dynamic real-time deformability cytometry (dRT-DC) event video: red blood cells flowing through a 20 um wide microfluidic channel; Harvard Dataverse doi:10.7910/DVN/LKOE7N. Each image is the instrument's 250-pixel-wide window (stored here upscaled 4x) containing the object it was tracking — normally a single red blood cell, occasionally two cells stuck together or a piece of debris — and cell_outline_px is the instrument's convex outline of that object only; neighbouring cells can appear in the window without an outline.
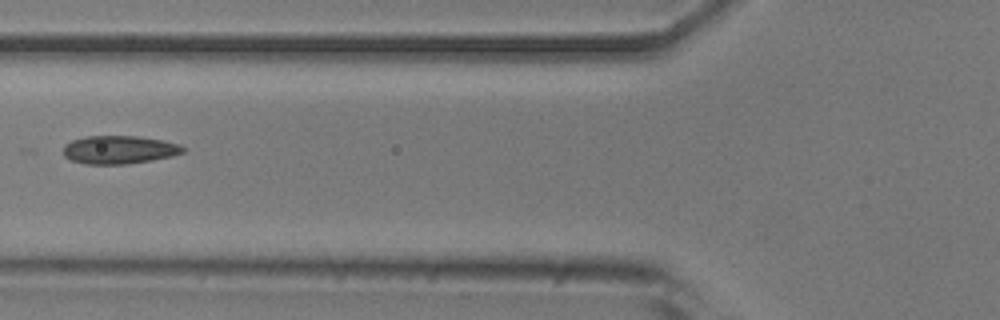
{"species": "common noctule bat (a hibernating species)", "species_latin": "Nyctalus noctula", "temperature_condition": "room temperature", "stored_images_in_passage": 3, "camera_frame_rate_fps": 3000, "um_per_image_px": 0.085, "animal": {"sex": "male", "body_mass_g": 20.5, "forearm_length_mm": 52.5}, "frame": {"image": 1, "passage_image": 2, "time_ms": 0.333, "image_size_px": [1000, 320], "cell_outline_px": [[188, 148], [184, 152], [172, 156], [152, 160], [128, 164], [84, 164], [72, 160], [64, 156], [64, 144], [72, 140], [84, 136], [140, 136], [164, 140], [180, 144]], "centroid_in_image_um": [10.17, 12.72], "position_along_channel_um": 115.6, "area_um2": 19.94}}
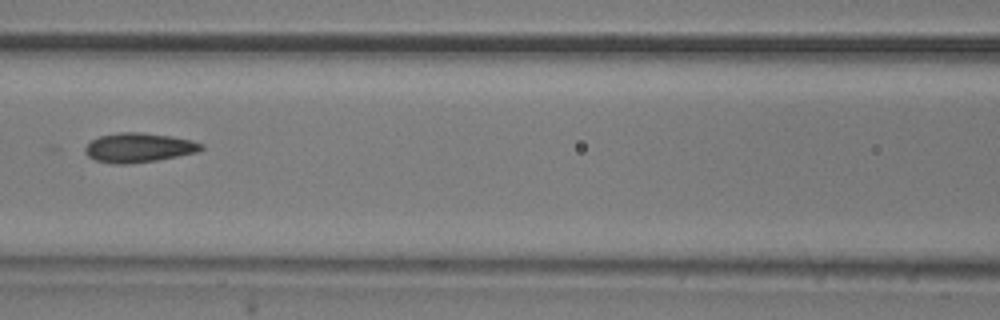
{"frame": {"image": 2, "passage_image": 3, "time_ms": 0.667, "image_size_px": [1000, 320], "cell_outline_px": [[204, 148], [196, 152], [156, 160], [128, 164], [112, 164], [96, 160], [88, 156], [84, 152], [84, 148], [92, 140], [100, 136], [120, 132], [140, 132], [172, 136], [192, 140], [204, 144]], "centroid_in_image_um": [11.79, 12.54], "position_along_channel_um": 154.8, "area_um2": 19.83}}